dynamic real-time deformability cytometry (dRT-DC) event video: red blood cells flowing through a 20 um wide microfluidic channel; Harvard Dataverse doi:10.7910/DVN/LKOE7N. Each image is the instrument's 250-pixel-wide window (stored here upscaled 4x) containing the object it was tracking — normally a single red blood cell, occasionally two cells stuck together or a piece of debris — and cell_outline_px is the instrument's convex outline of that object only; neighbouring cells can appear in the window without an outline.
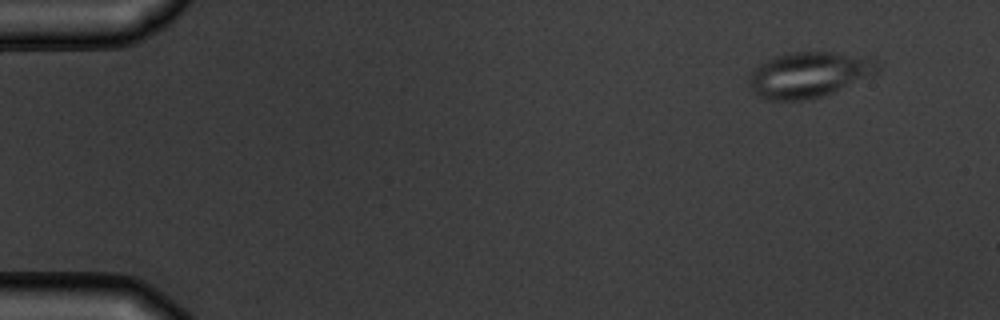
{"species": "common noctule bat (a hibernating species)", "species_latin": "Nyctalus noctula", "temperature_condition": "warm", "stored_images_in_passage": 4, "camera_frame_rate_fps": 3000, "um_per_image_px": 0.085, "animal": {"sex": "male", "body_mass_g": 19.5, "forearm_length_mm": 54.6}, "frame": {"image": 1, "passage_image": 4, "time_ms": 4.667, "image_size_px": [1000, 320], "cell_outline_px": [[880, 68], [872, 76], [824, 96], [804, 100], [764, 100], [752, 88], [748, 80], [752, 72], [760, 64], [776, 56], [788, 52], [832, 52], [868, 56], [880, 60]], "centroid_in_image_um": [68.84, 6.34], "position_along_channel_um": 16.2, "area_um2": 34.28}}